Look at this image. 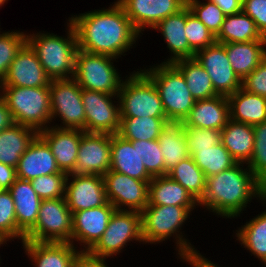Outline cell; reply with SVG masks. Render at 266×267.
<instances>
[{"label":"cell","instance_id":"obj_1","mask_svg":"<svg viewBox=\"0 0 266 267\" xmlns=\"http://www.w3.org/2000/svg\"><path fill=\"white\" fill-rule=\"evenodd\" d=\"M110 3L109 7L74 13L67 19L76 31L78 49L122 61L131 49L137 47L142 36L133 27L123 7L116 0Z\"/></svg>","mask_w":266,"mask_h":267},{"label":"cell","instance_id":"obj_2","mask_svg":"<svg viewBox=\"0 0 266 267\" xmlns=\"http://www.w3.org/2000/svg\"><path fill=\"white\" fill-rule=\"evenodd\" d=\"M265 191L266 188L255 178L247 164L237 162L218 174L206 177V189L199 207L204 212L208 211V215L227 221L242 219L245 211L251 208V202L260 204Z\"/></svg>","mask_w":266,"mask_h":267},{"label":"cell","instance_id":"obj_3","mask_svg":"<svg viewBox=\"0 0 266 267\" xmlns=\"http://www.w3.org/2000/svg\"><path fill=\"white\" fill-rule=\"evenodd\" d=\"M199 206L147 205L141 212L142 238L144 245H161L173 241L174 254L186 264L200 252L183 229L194 217ZM193 213V214H192ZM190 219V220H189ZM190 239V240H189ZM172 240V241H171ZM165 241V242H164Z\"/></svg>","mask_w":266,"mask_h":267},{"label":"cell","instance_id":"obj_4","mask_svg":"<svg viewBox=\"0 0 266 267\" xmlns=\"http://www.w3.org/2000/svg\"><path fill=\"white\" fill-rule=\"evenodd\" d=\"M64 26V35L44 30L26 31V43L38 56L51 80L71 79L74 76L77 34L67 18Z\"/></svg>","mask_w":266,"mask_h":267},{"label":"cell","instance_id":"obj_5","mask_svg":"<svg viewBox=\"0 0 266 267\" xmlns=\"http://www.w3.org/2000/svg\"><path fill=\"white\" fill-rule=\"evenodd\" d=\"M152 64L139 68L156 86L167 120L182 123L195 103L182 72L173 63Z\"/></svg>","mask_w":266,"mask_h":267},{"label":"cell","instance_id":"obj_6","mask_svg":"<svg viewBox=\"0 0 266 267\" xmlns=\"http://www.w3.org/2000/svg\"><path fill=\"white\" fill-rule=\"evenodd\" d=\"M1 98L11 111L15 124L32 127L37 132L51 126L49 86H1Z\"/></svg>","mask_w":266,"mask_h":267},{"label":"cell","instance_id":"obj_7","mask_svg":"<svg viewBox=\"0 0 266 267\" xmlns=\"http://www.w3.org/2000/svg\"><path fill=\"white\" fill-rule=\"evenodd\" d=\"M123 80L119 90L120 118H167L153 81L139 68Z\"/></svg>","mask_w":266,"mask_h":267},{"label":"cell","instance_id":"obj_8","mask_svg":"<svg viewBox=\"0 0 266 267\" xmlns=\"http://www.w3.org/2000/svg\"><path fill=\"white\" fill-rule=\"evenodd\" d=\"M132 243L143 244L141 247H144L141 213L115 210L105 232L87 254L97 259H112L113 262V259L120 257L125 250L127 251V246H133Z\"/></svg>","mask_w":266,"mask_h":267},{"label":"cell","instance_id":"obj_9","mask_svg":"<svg viewBox=\"0 0 266 267\" xmlns=\"http://www.w3.org/2000/svg\"><path fill=\"white\" fill-rule=\"evenodd\" d=\"M117 62V58L78 49L73 78L82 89L118 95L127 74L119 70Z\"/></svg>","mask_w":266,"mask_h":267},{"label":"cell","instance_id":"obj_10","mask_svg":"<svg viewBox=\"0 0 266 267\" xmlns=\"http://www.w3.org/2000/svg\"><path fill=\"white\" fill-rule=\"evenodd\" d=\"M49 90L51 126L60 129H79L86 132L82 88L77 81L74 78L51 80Z\"/></svg>","mask_w":266,"mask_h":267},{"label":"cell","instance_id":"obj_11","mask_svg":"<svg viewBox=\"0 0 266 267\" xmlns=\"http://www.w3.org/2000/svg\"><path fill=\"white\" fill-rule=\"evenodd\" d=\"M72 235V212L65 197L42 200L36 224L25 234L24 241L69 242Z\"/></svg>","mask_w":266,"mask_h":267},{"label":"cell","instance_id":"obj_12","mask_svg":"<svg viewBox=\"0 0 266 267\" xmlns=\"http://www.w3.org/2000/svg\"><path fill=\"white\" fill-rule=\"evenodd\" d=\"M87 133L116 134L120 128L118 95L82 89Z\"/></svg>","mask_w":266,"mask_h":267},{"label":"cell","instance_id":"obj_13","mask_svg":"<svg viewBox=\"0 0 266 267\" xmlns=\"http://www.w3.org/2000/svg\"><path fill=\"white\" fill-rule=\"evenodd\" d=\"M107 200L116 210L142 212L148 205L149 182L116 171L103 175Z\"/></svg>","mask_w":266,"mask_h":267},{"label":"cell","instance_id":"obj_14","mask_svg":"<svg viewBox=\"0 0 266 267\" xmlns=\"http://www.w3.org/2000/svg\"><path fill=\"white\" fill-rule=\"evenodd\" d=\"M115 210L108 201L103 206L74 212L71 244L81 253H87L105 232Z\"/></svg>","mask_w":266,"mask_h":267},{"label":"cell","instance_id":"obj_15","mask_svg":"<svg viewBox=\"0 0 266 267\" xmlns=\"http://www.w3.org/2000/svg\"><path fill=\"white\" fill-rule=\"evenodd\" d=\"M112 135L106 133L82 134L76 166L70 175H100L110 170Z\"/></svg>","mask_w":266,"mask_h":267},{"label":"cell","instance_id":"obj_16","mask_svg":"<svg viewBox=\"0 0 266 267\" xmlns=\"http://www.w3.org/2000/svg\"><path fill=\"white\" fill-rule=\"evenodd\" d=\"M195 58L210 76L212 85L219 95L229 96L242 87V80L232 69L222 43L215 42L198 51Z\"/></svg>","mask_w":266,"mask_h":267},{"label":"cell","instance_id":"obj_17","mask_svg":"<svg viewBox=\"0 0 266 267\" xmlns=\"http://www.w3.org/2000/svg\"><path fill=\"white\" fill-rule=\"evenodd\" d=\"M133 27L143 37L166 17L178 13L186 0H116ZM149 29V30H148Z\"/></svg>","mask_w":266,"mask_h":267},{"label":"cell","instance_id":"obj_18","mask_svg":"<svg viewBox=\"0 0 266 267\" xmlns=\"http://www.w3.org/2000/svg\"><path fill=\"white\" fill-rule=\"evenodd\" d=\"M65 200L72 214L105 205L104 178L100 175H67Z\"/></svg>","mask_w":266,"mask_h":267},{"label":"cell","instance_id":"obj_19","mask_svg":"<svg viewBox=\"0 0 266 267\" xmlns=\"http://www.w3.org/2000/svg\"><path fill=\"white\" fill-rule=\"evenodd\" d=\"M51 79L46 74L38 56L26 43L11 62L1 86L44 87L50 86Z\"/></svg>","mask_w":266,"mask_h":267},{"label":"cell","instance_id":"obj_20","mask_svg":"<svg viewBox=\"0 0 266 267\" xmlns=\"http://www.w3.org/2000/svg\"><path fill=\"white\" fill-rule=\"evenodd\" d=\"M20 245L32 267H73L81 255L69 242L23 241Z\"/></svg>","mask_w":266,"mask_h":267},{"label":"cell","instance_id":"obj_21","mask_svg":"<svg viewBox=\"0 0 266 267\" xmlns=\"http://www.w3.org/2000/svg\"><path fill=\"white\" fill-rule=\"evenodd\" d=\"M186 6L178 13L170 15L160 21L153 29L163 37L167 57L159 63H174L180 59L194 58L195 53L189 47L188 39L185 35Z\"/></svg>","mask_w":266,"mask_h":267},{"label":"cell","instance_id":"obj_22","mask_svg":"<svg viewBox=\"0 0 266 267\" xmlns=\"http://www.w3.org/2000/svg\"><path fill=\"white\" fill-rule=\"evenodd\" d=\"M63 172L47 142L37 134L31 141L16 167L17 178L31 181L41 175Z\"/></svg>","mask_w":266,"mask_h":267},{"label":"cell","instance_id":"obj_23","mask_svg":"<svg viewBox=\"0 0 266 267\" xmlns=\"http://www.w3.org/2000/svg\"><path fill=\"white\" fill-rule=\"evenodd\" d=\"M83 130L60 129L49 126L38 132L47 142L59 169L70 174L76 166L78 149Z\"/></svg>","mask_w":266,"mask_h":267},{"label":"cell","instance_id":"obj_24","mask_svg":"<svg viewBox=\"0 0 266 267\" xmlns=\"http://www.w3.org/2000/svg\"><path fill=\"white\" fill-rule=\"evenodd\" d=\"M264 208L259 211L258 214L246 219L242 225L237 226L236 230H233L231 238L236 239L237 245H241V248L249 253V256H254L257 262L260 261L262 267H266V191L264 199L260 202Z\"/></svg>","mask_w":266,"mask_h":267},{"label":"cell","instance_id":"obj_25","mask_svg":"<svg viewBox=\"0 0 266 267\" xmlns=\"http://www.w3.org/2000/svg\"><path fill=\"white\" fill-rule=\"evenodd\" d=\"M230 119L227 96L217 95L196 100L189 115L182 122L184 127L222 130Z\"/></svg>","mask_w":266,"mask_h":267},{"label":"cell","instance_id":"obj_26","mask_svg":"<svg viewBox=\"0 0 266 267\" xmlns=\"http://www.w3.org/2000/svg\"><path fill=\"white\" fill-rule=\"evenodd\" d=\"M110 170L142 181L152 180L138 152L137 141L126 140L117 133L111 140Z\"/></svg>","mask_w":266,"mask_h":267},{"label":"cell","instance_id":"obj_27","mask_svg":"<svg viewBox=\"0 0 266 267\" xmlns=\"http://www.w3.org/2000/svg\"><path fill=\"white\" fill-rule=\"evenodd\" d=\"M15 205L17 227L26 234L38 219L42 199L28 180L16 178L9 189Z\"/></svg>","mask_w":266,"mask_h":267},{"label":"cell","instance_id":"obj_28","mask_svg":"<svg viewBox=\"0 0 266 267\" xmlns=\"http://www.w3.org/2000/svg\"><path fill=\"white\" fill-rule=\"evenodd\" d=\"M230 119L248 125L266 121V97L250 93L242 87L227 96Z\"/></svg>","mask_w":266,"mask_h":267},{"label":"cell","instance_id":"obj_29","mask_svg":"<svg viewBox=\"0 0 266 267\" xmlns=\"http://www.w3.org/2000/svg\"><path fill=\"white\" fill-rule=\"evenodd\" d=\"M234 72L243 80L266 56V40L224 43Z\"/></svg>","mask_w":266,"mask_h":267},{"label":"cell","instance_id":"obj_30","mask_svg":"<svg viewBox=\"0 0 266 267\" xmlns=\"http://www.w3.org/2000/svg\"><path fill=\"white\" fill-rule=\"evenodd\" d=\"M148 205L199 206V202L168 175L149 182Z\"/></svg>","mask_w":266,"mask_h":267},{"label":"cell","instance_id":"obj_31","mask_svg":"<svg viewBox=\"0 0 266 267\" xmlns=\"http://www.w3.org/2000/svg\"><path fill=\"white\" fill-rule=\"evenodd\" d=\"M222 145L240 163H248L254 149V130L252 125L229 119L221 130Z\"/></svg>","mask_w":266,"mask_h":267},{"label":"cell","instance_id":"obj_32","mask_svg":"<svg viewBox=\"0 0 266 267\" xmlns=\"http://www.w3.org/2000/svg\"><path fill=\"white\" fill-rule=\"evenodd\" d=\"M38 132L32 127L13 124L0 132V162L17 167L21 155L24 154Z\"/></svg>","mask_w":266,"mask_h":267},{"label":"cell","instance_id":"obj_33","mask_svg":"<svg viewBox=\"0 0 266 267\" xmlns=\"http://www.w3.org/2000/svg\"><path fill=\"white\" fill-rule=\"evenodd\" d=\"M159 146L164 157V175L189 156L184 125L170 122L158 137Z\"/></svg>","mask_w":266,"mask_h":267},{"label":"cell","instance_id":"obj_34","mask_svg":"<svg viewBox=\"0 0 266 267\" xmlns=\"http://www.w3.org/2000/svg\"><path fill=\"white\" fill-rule=\"evenodd\" d=\"M266 40L256 28L254 20L243 11L226 15L221 30L216 36L218 43L249 42Z\"/></svg>","mask_w":266,"mask_h":267},{"label":"cell","instance_id":"obj_35","mask_svg":"<svg viewBox=\"0 0 266 267\" xmlns=\"http://www.w3.org/2000/svg\"><path fill=\"white\" fill-rule=\"evenodd\" d=\"M173 64L182 72L195 101L219 95L212 85L210 76L195 57L180 59Z\"/></svg>","mask_w":266,"mask_h":267},{"label":"cell","instance_id":"obj_36","mask_svg":"<svg viewBox=\"0 0 266 267\" xmlns=\"http://www.w3.org/2000/svg\"><path fill=\"white\" fill-rule=\"evenodd\" d=\"M168 123L167 118H120L117 134L129 141L156 140Z\"/></svg>","mask_w":266,"mask_h":267},{"label":"cell","instance_id":"obj_37","mask_svg":"<svg viewBox=\"0 0 266 267\" xmlns=\"http://www.w3.org/2000/svg\"><path fill=\"white\" fill-rule=\"evenodd\" d=\"M167 175L181 184L198 202L206 189V176L191 156L182 160Z\"/></svg>","mask_w":266,"mask_h":267},{"label":"cell","instance_id":"obj_38","mask_svg":"<svg viewBox=\"0 0 266 267\" xmlns=\"http://www.w3.org/2000/svg\"><path fill=\"white\" fill-rule=\"evenodd\" d=\"M191 157L206 177L218 174L237 163L222 143L194 152Z\"/></svg>","mask_w":266,"mask_h":267},{"label":"cell","instance_id":"obj_39","mask_svg":"<svg viewBox=\"0 0 266 267\" xmlns=\"http://www.w3.org/2000/svg\"><path fill=\"white\" fill-rule=\"evenodd\" d=\"M0 236L10 243L16 239L17 243H22L25 238L17 227L14 200L9 190L0 192Z\"/></svg>","mask_w":266,"mask_h":267},{"label":"cell","instance_id":"obj_40","mask_svg":"<svg viewBox=\"0 0 266 267\" xmlns=\"http://www.w3.org/2000/svg\"><path fill=\"white\" fill-rule=\"evenodd\" d=\"M20 30L0 32V83L5 79L11 62L26 44V30Z\"/></svg>","mask_w":266,"mask_h":267},{"label":"cell","instance_id":"obj_41","mask_svg":"<svg viewBox=\"0 0 266 267\" xmlns=\"http://www.w3.org/2000/svg\"><path fill=\"white\" fill-rule=\"evenodd\" d=\"M186 5L216 37L226 16L219 6L210 0H186Z\"/></svg>","mask_w":266,"mask_h":267},{"label":"cell","instance_id":"obj_42","mask_svg":"<svg viewBox=\"0 0 266 267\" xmlns=\"http://www.w3.org/2000/svg\"><path fill=\"white\" fill-rule=\"evenodd\" d=\"M254 149L247 163L255 178L266 188V121L253 126Z\"/></svg>","mask_w":266,"mask_h":267},{"label":"cell","instance_id":"obj_43","mask_svg":"<svg viewBox=\"0 0 266 267\" xmlns=\"http://www.w3.org/2000/svg\"><path fill=\"white\" fill-rule=\"evenodd\" d=\"M184 29L189 47L195 54L216 42L214 34L189 10L187 5Z\"/></svg>","mask_w":266,"mask_h":267},{"label":"cell","instance_id":"obj_44","mask_svg":"<svg viewBox=\"0 0 266 267\" xmlns=\"http://www.w3.org/2000/svg\"><path fill=\"white\" fill-rule=\"evenodd\" d=\"M67 175L65 172L41 175L30 182L42 200L63 198L65 197Z\"/></svg>","mask_w":266,"mask_h":267},{"label":"cell","instance_id":"obj_45","mask_svg":"<svg viewBox=\"0 0 266 267\" xmlns=\"http://www.w3.org/2000/svg\"><path fill=\"white\" fill-rule=\"evenodd\" d=\"M189 156L194 152L210 149L221 143V131L214 129H202L197 127H184Z\"/></svg>","mask_w":266,"mask_h":267},{"label":"cell","instance_id":"obj_46","mask_svg":"<svg viewBox=\"0 0 266 267\" xmlns=\"http://www.w3.org/2000/svg\"><path fill=\"white\" fill-rule=\"evenodd\" d=\"M138 152L140 153L143 164L148 174L153 177L164 175V157L162 155L159 141H137Z\"/></svg>","mask_w":266,"mask_h":267},{"label":"cell","instance_id":"obj_47","mask_svg":"<svg viewBox=\"0 0 266 267\" xmlns=\"http://www.w3.org/2000/svg\"><path fill=\"white\" fill-rule=\"evenodd\" d=\"M242 88L250 93L266 97V56L259 66L242 80Z\"/></svg>","mask_w":266,"mask_h":267},{"label":"cell","instance_id":"obj_48","mask_svg":"<svg viewBox=\"0 0 266 267\" xmlns=\"http://www.w3.org/2000/svg\"><path fill=\"white\" fill-rule=\"evenodd\" d=\"M242 11L254 20L256 28L266 38V0H242Z\"/></svg>","mask_w":266,"mask_h":267},{"label":"cell","instance_id":"obj_49","mask_svg":"<svg viewBox=\"0 0 266 267\" xmlns=\"http://www.w3.org/2000/svg\"><path fill=\"white\" fill-rule=\"evenodd\" d=\"M16 178V168L0 162V187L9 190Z\"/></svg>","mask_w":266,"mask_h":267},{"label":"cell","instance_id":"obj_50","mask_svg":"<svg viewBox=\"0 0 266 267\" xmlns=\"http://www.w3.org/2000/svg\"><path fill=\"white\" fill-rule=\"evenodd\" d=\"M108 259H97L89 256L87 253H81L75 261L73 267H111L107 262Z\"/></svg>","mask_w":266,"mask_h":267},{"label":"cell","instance_id":"obj_51","mask_svg":"<svg viewBox=\"0 0 266 267\" xmlns=\"http://www.w3.org/2000/svg\"><path fill=\"white\" fill-rule=\"evenodd\" d=\"M216 3L225 15L242 11V0H210Z\"/></svg>","mask_w":266,"mask_h":267},{"label":"cell","instance_id":"obj_52","mask_svg":"<svg viewBox=\"0 0 266 267\" xmlns=\"http://www.w3.org/2000/svg\"><path fill=\"white\" fill-rule=\"evenodd\" d=\"M14 124L11 111L8 109L5 101L0 97V132L11 127Z\"/></svg>","mask_w":266,"mask_h":267},{"label":"cell","instance_id":"obj_53","mask_svg":"<svg viewBox=\"0 0 266 267\" xmlns=\"http://www.w3.org/2000/svg\"><path fill=\"white\" fill-rule=\"evenodd\" d=\"M205 254L199 253L193 259H190L186 265L188 264L189 267H224L223 265L215 263V261H211V257H207ZM226 267V266H225Z\"/></svg>","mask_w":266,"mask_h":267},{"label":"cell","instance_id":"obj_54","mask_svg":"<svg viewBox=\"0 0 266 267\" xmlns=\"http://www.w3.org/2000/svg\"><path fill=\"white\" fill-rule=\"evenodd\" d=\"M9 244H10V242L5 241V240L0 236V247H2V249H3V246H7V248H8Z\"/></svg>","mask_w":266,"mask_h":267},{"label":"cell","instance_id":"obj_55","mask_svg":"<svg viewBox=\"0 0 266 267\" xmlns=\"http://www.w3.org/2000/svg\"><path fill=\"white\" fill-rule=\"evenodd\" d=\"M9 0H0V9L8 3Z\"/></svg>","mask_w":266,"mask_h":267},{"label":"cell","instance_id":"obj_56","mask_svg":"<svg viewBox=\"0 0 266 267\" xmlns=\"http://www.w3.org/2000/svg\"><path fill=\"white\" fill-rule=\"evenodd\" d=\"M0 248H1V247H0ZM2 256L4 257V255H2L1 252H0V267H1V264L3 263V262H2V261H3Z\"/></svg>","mask_w":266,"mask_h":267}]
</instances>
